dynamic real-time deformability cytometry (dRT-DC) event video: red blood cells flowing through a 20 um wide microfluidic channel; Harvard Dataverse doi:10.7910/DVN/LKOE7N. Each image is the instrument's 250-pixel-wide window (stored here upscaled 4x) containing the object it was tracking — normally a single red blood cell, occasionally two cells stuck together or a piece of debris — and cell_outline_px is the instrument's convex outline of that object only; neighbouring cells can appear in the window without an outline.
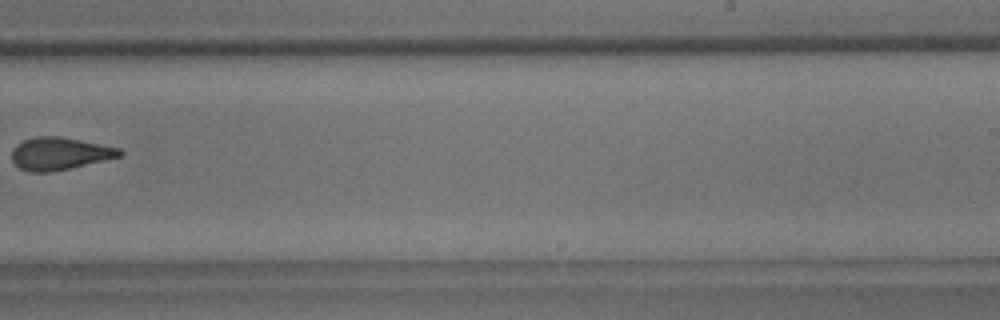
{"species": "common noctule bat (a hibernating species)", "species_latin": "Nyctalus noctula", "temperature_condition": "room temperature", "stored_images_in_passage": 11, "camera_frame_rate_fps": 3000, "um_per_image_px": 0.085, "animal": {"sex": "male", "body_mass_g": 18.8}, "frame": {"image": 1, "passage_image": 10, "time_ms": 10.333, "image_size_px": [1000, 320], "cell_outline_px": [[124, 152], [120, 156], [68, 168], [48, 172], [28, 172], [20, 168], [12, 160], [12, 148], [16, 144], [24, 140], [36, 136], [60, 136], [120, 148]], "centroid_in_image_um": [5.02, 13.04], "position_along_channel_um": 284.0, "area_um2": 20.17}}